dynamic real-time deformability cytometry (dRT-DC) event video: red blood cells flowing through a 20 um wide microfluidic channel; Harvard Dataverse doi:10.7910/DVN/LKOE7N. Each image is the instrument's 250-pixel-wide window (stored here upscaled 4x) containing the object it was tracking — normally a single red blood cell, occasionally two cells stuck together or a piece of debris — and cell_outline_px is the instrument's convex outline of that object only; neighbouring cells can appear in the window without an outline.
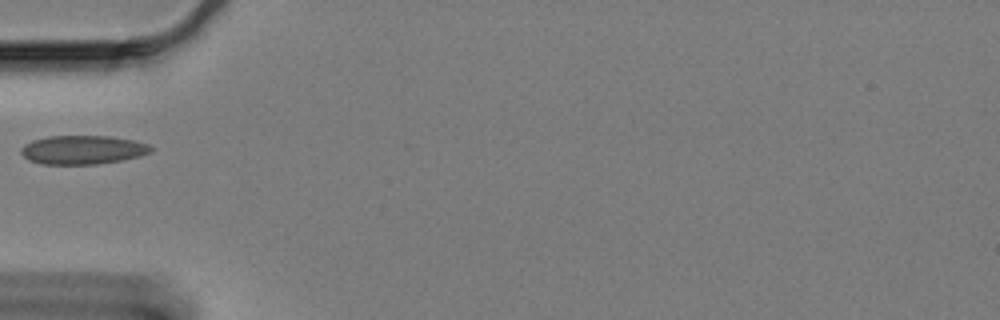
{"species": "Egyptian fruit bat (a non-hibernating species)", "species_latin": "Rousettus aegyptiacus", "temperature_condition": "cold", "stored_images_in_passage": 39, "camera_frame_rate_fps": 3000, "um_per_image_px": 0.085, "animal": {"sex": "female"}, "frame": {"image": 1, "passage_image": 1, "time_ms": 0.0, "image_size_px": [1000, 320], "cell_outline_px": [[156, 148], [152, 152], [140, 156], [124, 160], [96, 164], [40, 164], [28, 160], [20, 152], [20, 148], [24, 144], [32, 140], [48, 136], [112, 136], [132, 140], [148, 144]], "centroid_in_image_um": [7.05, 12.73], "position_along_channel_um": 78.0, "area_um2": 22.08}}
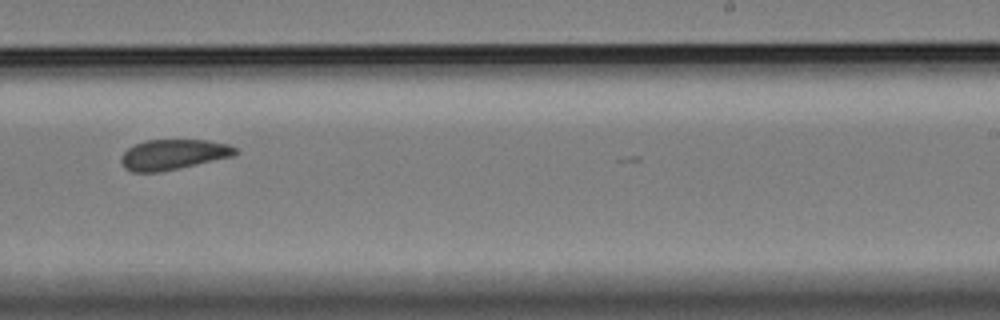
{"frame": {"image": 2, "passage_image": 19, "time_ms": 6.0, "image_size_px": [1000, 320], "cell_outline_px": [[240, 152], [236, 156], [160, 172], [132, 172], [124, 168], [120, 160], [120, 156], [128, 148], [144, 140], [204, 140], [228, 144], [236, 148]], "centroid_in_image_um": [14.74, 13.14], "position_along_channel_um": 274.3, "area_um2": 20.35}}
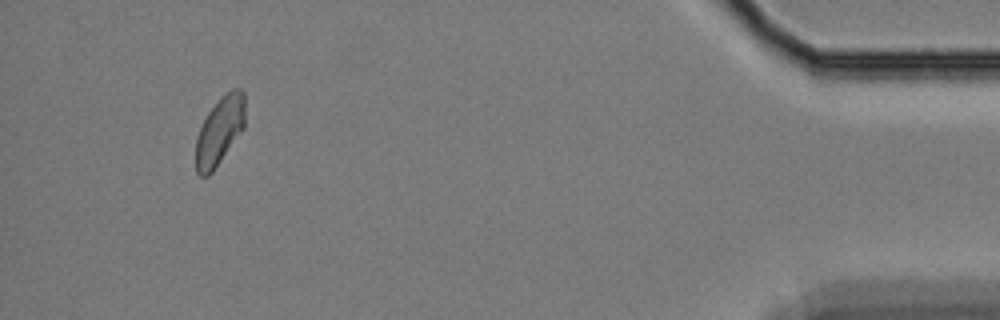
{"frame": {"image": 3, "passage_image": 38, "time_ms": 12.333, "image_size_px": [1000, 320], "cell_outline_px": [[244, 128], [212, 172], [208, 176], [200, 176], [196, 172], [196, 140], [200, 128], [208, 112], [220, 96], [232, 88], [240, 88], [244, 92]], "centroid_in_image_um": [18.67, 11.1], "position_along_channel_um": 416.5, "area_um2": 19.42}}